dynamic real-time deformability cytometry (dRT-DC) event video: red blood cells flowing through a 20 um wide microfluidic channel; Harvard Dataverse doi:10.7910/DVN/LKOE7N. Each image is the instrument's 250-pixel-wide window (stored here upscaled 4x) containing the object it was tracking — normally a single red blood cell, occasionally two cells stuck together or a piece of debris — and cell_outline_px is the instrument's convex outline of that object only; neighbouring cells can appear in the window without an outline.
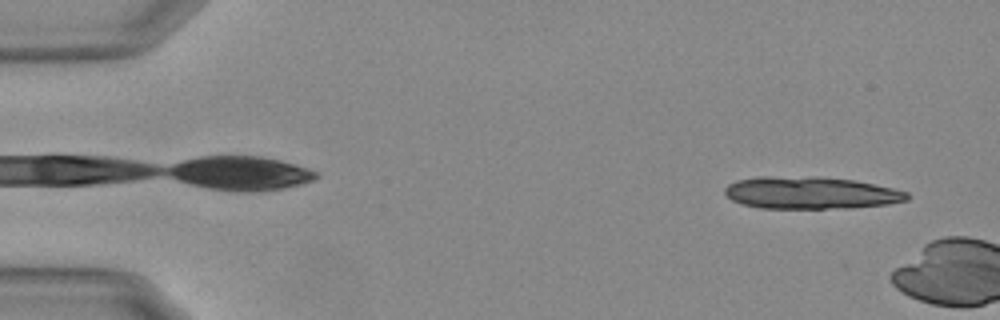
{"species": "Egyptian fruit bat (a non-hibernating species)", "species_latin": "Rousettus aegyptiacus", "temperature_condition": "warm", "stored_images_in_passage": 10, "camera_frame_rate_fps": 3000, "um_per_image_px": 0.085, "animal": {"sex": "female"}, "frame": {"image": 1, "passage_image": 4, "time_ms": 1.0, "image_size_px": [1000, 320], "cell_outline_px": [[908, 200], [888, 204], [852, 208], [760, 208], [740, 204], [732, 200], [724, 192], [724, 188], [728, 184], [736, 180], [760, 176], [764, 176], [852, 180], [892, 188], [908, 192]], "centroid_in_image_um": [68.86, 16.42], "position_along_channel_um": 16.1, "area_um2": 33.64}}